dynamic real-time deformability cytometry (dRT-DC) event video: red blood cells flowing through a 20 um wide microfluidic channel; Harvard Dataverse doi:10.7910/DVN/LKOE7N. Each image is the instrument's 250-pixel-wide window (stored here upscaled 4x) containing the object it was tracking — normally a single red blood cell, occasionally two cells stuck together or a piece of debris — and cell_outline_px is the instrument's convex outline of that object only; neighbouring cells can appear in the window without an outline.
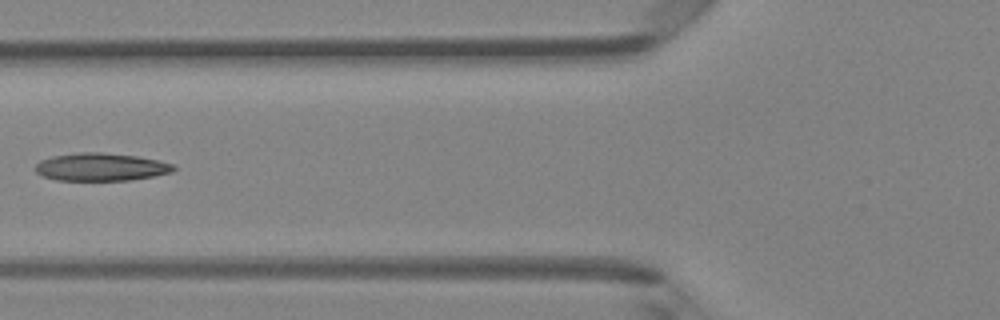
{"species": "Egyptian fruit bat (a non-hibernating species)", "species_latin": "Rousettus aegyptiacus", "temperature_condition": "room temperature", "stored_images_in_passage": 7, "camera_frame_rate_fps": 3000, "um_per_image_px": 0.085, "animal": {"sex": "female"}, "frame": {"image": 1, "passage_image": 5, "time_ms": 1.333, "image_size_px": [1000, 320], "cell_outline_px": [[176, 168], [172, 172], [132, 180], [56, 180], [44, 176], [36, 172], [36, 164], [40, 160], [52, 156], [80, 152], [104, 152], [136, 156], [156, 160], [172, 164]], "centroid_in_image_um": [8.56, 14.19], "position_along_channel_um": 117.2, "area_um2": 22.25}}
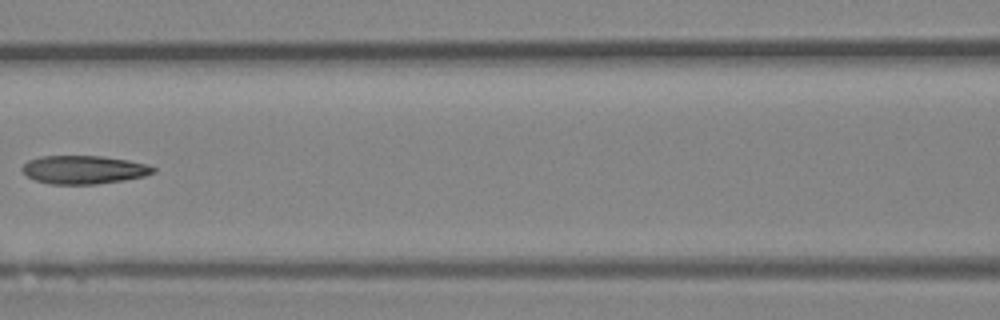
{"frame": {"image": 2, "passage_image": 6, "time_ms": 1.667, "image_size_px": [1000, 320], "cell_outline_px": [[156, 172], [144, 176], [124, 180], [96, 184], [52, 184], [36, 180], [28, 176], [20, 168], [28, 160], [40, 156], [100, 156], [128, 160], [148, 164], [156, 168]], "centroid_in_image_um": [7.15, 14.42], "position_along_channel_um": 159.5, "area_um2": 21.62}}
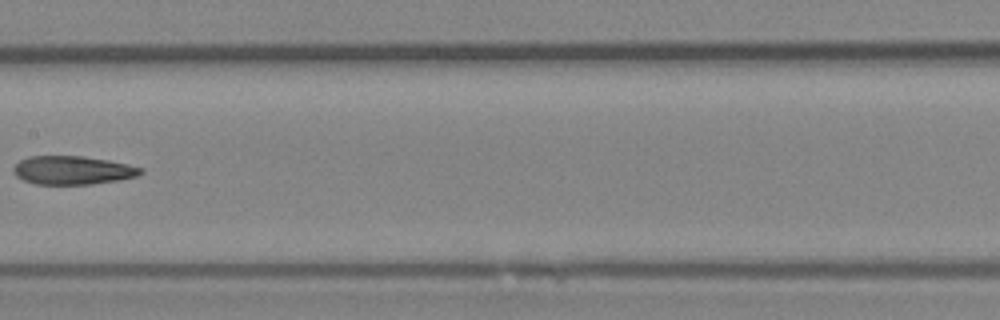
{"frame": {"image": 3, "passage_image": 7, "time_ms": 2.0, "image_size_px": [1000, 320], "cell_outline_px": [[144, 172], [136, 176], [120, 180], [92, 184], [36, 184], [24, 180], [16, 176], [12, 172], [12, 168], [20, 160], [28, 156], [84, 156], [108, 160], [128, 164], [144, 168]], "centroid_in_image_um": [6.18, 14.46], "position_along_channel_um": 201.2, "area_um2": 21.27}}